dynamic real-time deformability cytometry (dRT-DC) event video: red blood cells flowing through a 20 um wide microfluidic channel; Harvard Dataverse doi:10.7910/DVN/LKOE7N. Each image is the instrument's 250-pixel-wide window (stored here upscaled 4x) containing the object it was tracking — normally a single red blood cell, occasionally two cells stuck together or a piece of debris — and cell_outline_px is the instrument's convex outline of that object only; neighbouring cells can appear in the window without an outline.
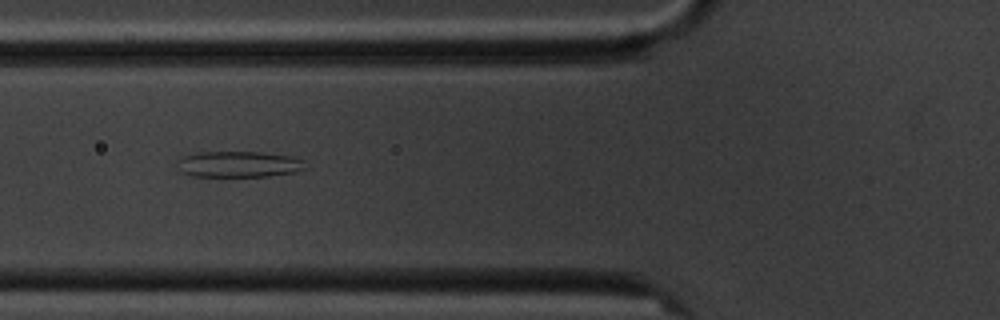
{"species": "common noctule bat (a hibernating species)", "species_latin": "Nyctalus noctula", "temperature_condition": "cold", "stored_images_in_passage": 6, "camera_frame_rate_fps": 3000, "um_per_image_px": 0.085, "animal": {"sex": "male", "body_mass_g": 20.1, "forearm_length_mm": 53.5}, "frame": {"image": 1, "passage_image": 5, "time_ms": 5.667, "image_size_px": [1000, 320], "cell_outline_px": [[308, 168], [296, 172], [268, 176], [192, 176], [180, 172], [180, 156], [196, 152], [260, 152], [296, 156], [304, 160]], "centroid_in_image_um": [20.37, 13.95], "position_along_channel_um": 105.4, "area_um2": 19.65}}